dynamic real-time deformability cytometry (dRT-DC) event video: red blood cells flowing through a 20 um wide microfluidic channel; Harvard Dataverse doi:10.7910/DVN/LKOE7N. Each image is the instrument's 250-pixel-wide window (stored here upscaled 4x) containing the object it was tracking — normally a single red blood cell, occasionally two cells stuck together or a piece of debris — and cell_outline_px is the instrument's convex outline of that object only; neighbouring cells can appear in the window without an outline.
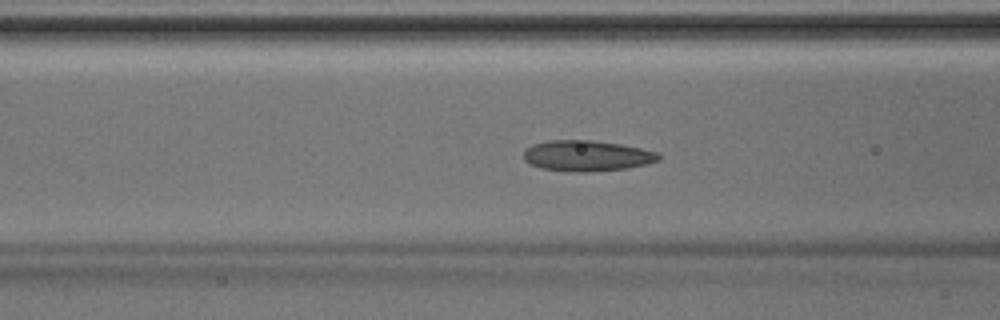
{"species": "Egyptian fruit bat (a non-hibernating species)", "species_latin": "Rousettus aegyptiacus", "temperature_condition": "room temperature", "stored_images_in_passage": 44, "camera_frame_rate_fps": 3000, "um_per_image_px": 0.085, "animal": {"sex": "male"}, "frame": {"image": 1, "passage_image": 17, "time_ms": 5.333, "image_size_px": [1000, 320], "cell_outline_px": [[660, 160], [628, 168], [584, 172], [576, 172], [540, 168], [524, 160], [524, 152], [532, 144], [548, 140], [592, 140], [620, 144], [660, 152]], "centroid_in_image_um": [49.89, 13.23], "position_along_channel_um": 116.7, "area_um2": 24.1}}
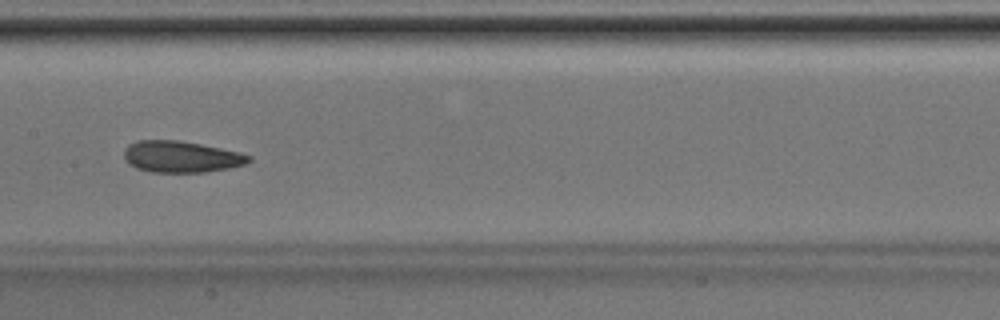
{"frame": {"image": 2, "passage_image": 22, "time_ms": 7.0, "image_size_px": [1000, 320], "cell_outline_px": [[252, 160], [244, 164], [228, 168], [204, 172], [148, 172], [136, 168], [128, 164], [124, 160], [124, 148], [128, 144], [136, 140], [180, 140], [240, 152], [252, 156]], "centroid_in_image_um": [15.35, 13.32], "position_along_channel_um": 192.0, "area_um2": 23.06}}
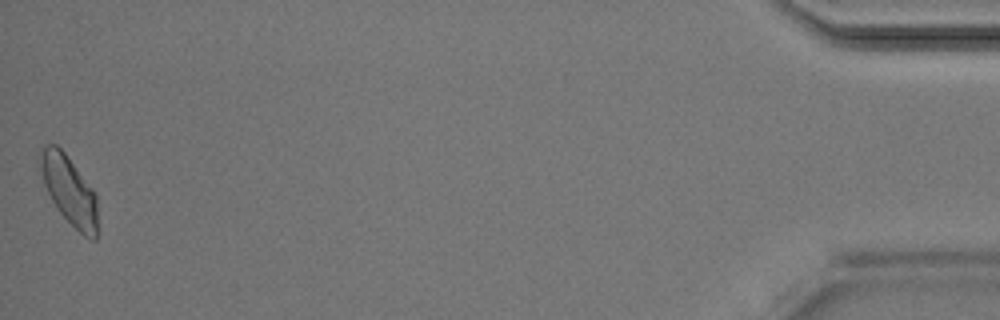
{"frame": {"image": 3, "passage_image": 44, "time_ms": 14.333, "image_size_px": [1000, 320], "cell_outline_px": [[96, 240], [92, 240], [84, 236], [60, 212], [52, 200], [44, 184], [40, 168], [40, 148], [44, 144], [56, 144], [64, 152], [92, 188], [96, 196]], "centroid_in_image_um": [5.86, 16.14], "position_along_channel_um": 429.3, "area_um2": 22.43}}